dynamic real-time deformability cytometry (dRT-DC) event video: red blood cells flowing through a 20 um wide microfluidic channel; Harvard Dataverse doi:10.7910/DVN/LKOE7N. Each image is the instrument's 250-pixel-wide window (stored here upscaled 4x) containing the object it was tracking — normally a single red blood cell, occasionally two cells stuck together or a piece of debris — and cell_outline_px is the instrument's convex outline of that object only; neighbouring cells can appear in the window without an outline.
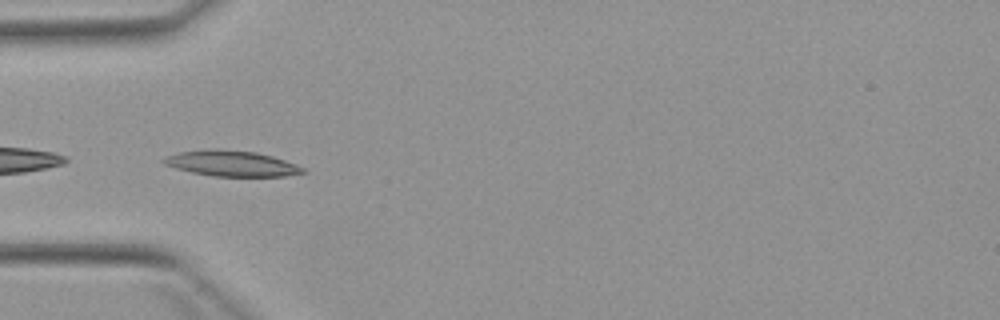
{"species": "Egyptian fruit bat (a non-hibernating species)", "species_latin": "Rousettus aegyptiacus", "temperature_condition": "warm", "stored_images_in_passage": 6, "camera_frame_rate_fps": 3000, "um_per_image_px": 0.085, "animal": {"sex": "female"}, "frame": {"image": 1, "passage_image": 5, "time_ms": 4.667, "image_size_px": [1000, 320], "cell_outline_px": [[308, 172], [284, 176], [212, 176], [192, 172], [176, 168], [164, 164], [160, 160], [176, 152], [212, 148], [216, 148], [256, 152], [272, 156], [296, 164], [304, 168]], "centroid_in_image_um": [19.67, 13.88], "position_along_channel_um": 65.3, "area_um2": 20.87}}
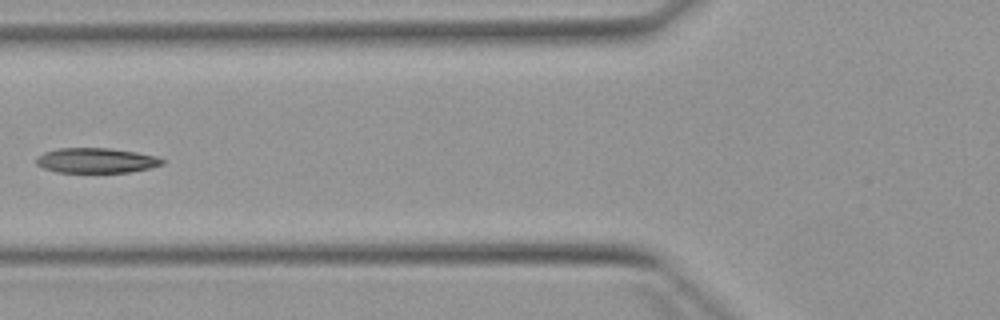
{"frame": {"image": 2, "passage_image": 6, "time_ms": 6.0, "image_size_px": [1000, 320], "cell_outline_px": [[164, 164], [152, 168], [128, 172], [56, 172], [44, 168], [36, 164], [36, 156], [44, 152], [56, 148], [112, 148], [136, 152], [156, 156], [164, 160]], "centroid_in_image_um": [8.17, 13.63], "position_along_channel_um": 117.6, "area_um2": 18.5}}